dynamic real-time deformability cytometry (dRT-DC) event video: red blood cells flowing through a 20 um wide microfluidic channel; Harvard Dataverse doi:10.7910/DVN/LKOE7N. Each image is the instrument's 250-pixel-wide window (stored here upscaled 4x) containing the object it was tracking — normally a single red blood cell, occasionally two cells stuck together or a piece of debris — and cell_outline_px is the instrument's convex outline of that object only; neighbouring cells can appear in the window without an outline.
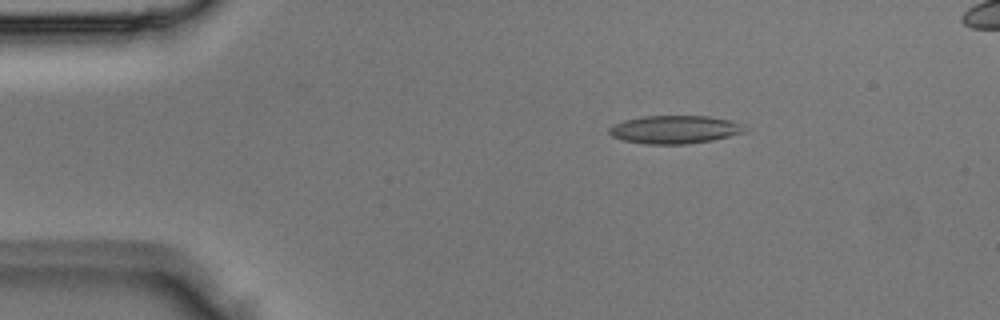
{"species": "Egyptian fruit bat (a non-hibernating species)", "species_latin": "Rousettus aegyptiacus", "temperature_condition": "room temperature", "stored_images_in_passage": 4, "camera_frame_rate_fps": 3000, "um_per_image_px": 0.085, "animal": {"sex": "male"}, "frame": {"image": 1, "passage_image": 4, "time_ms": 1.0, "image_size_px": [1000, 320], "cell_outline_px": [[752, 128], [744, 132], [712, 140], [688, 144], [644, 144], [624, 140], [612, 136], [608, 132], [608, 128], [612, 124], [624, 120], [640, 116], [708, 116], [732, 120], [744, 124]], "centroid_in_image_um": [57.38, 11.0], "position_along_channel_um": 27.6, "area_um2": 22.54}}